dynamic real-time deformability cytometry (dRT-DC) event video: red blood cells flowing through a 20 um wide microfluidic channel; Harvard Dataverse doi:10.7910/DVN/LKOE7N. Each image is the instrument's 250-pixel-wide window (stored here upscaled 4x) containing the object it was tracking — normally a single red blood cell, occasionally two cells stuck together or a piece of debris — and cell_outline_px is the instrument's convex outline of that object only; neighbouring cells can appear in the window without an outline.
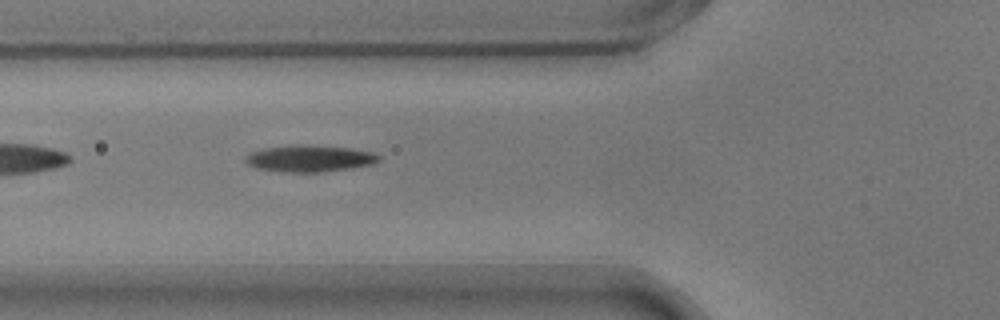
{"species": "common noctule bat (a hibernating species)", "species_latin": "Nyctalus noctula", "temperature_condition": "warm", "stored_images_in_passage": 35, "camera_frame_rate_fps": 3000, "um_per_image_px": 0.085, "animal": {"sex": "male", "body_mass_g": 17.9}, "frame": {"image": 1, "passage_image": 3, "time_ms": 0.667, "image_size_px": [1000, 320], "cell_outline_px": [[380, 160], [372, 164], [352, 168], [320, 172], [284, 172], [256, 168], [248, 164], [244, 160], [244, 156], [248, 152], [264, 148], [304, 144], [352, 148], [372, 152], [380, 156]], "centroid_in_image_um": [26.29, 13.47], "position_along_channel_um": 99.5, "area_um2": 20.87}}
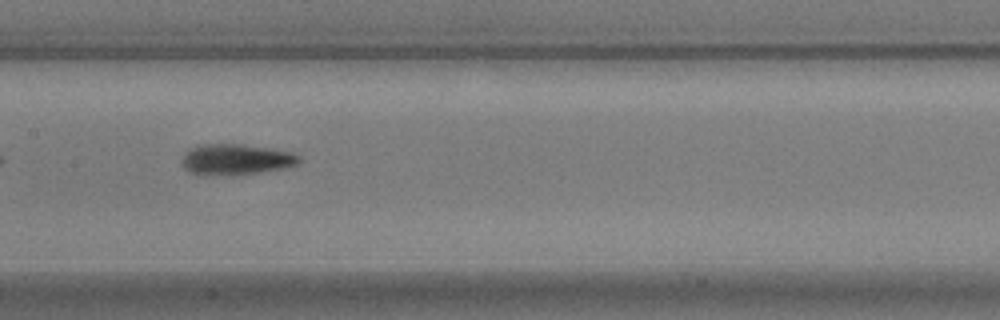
{"frame": {"image": 2, "passage_image": 10, "time_ms": 3.0, "image_size_px": [1000, 320], "cell_outline_px": [[300, 160], [296, 164], [284, 168], [260, 172], [192, 172], [184, 168], [180, 164], [180, 160], [184, 152], [196, 144], [244, 144], [272, 148], [292, 152], [300, 156]], "centroid_in_image_um": [20.06, 13.47], "position_along_channel_um": 187.3, "area_um2": 20.29}}
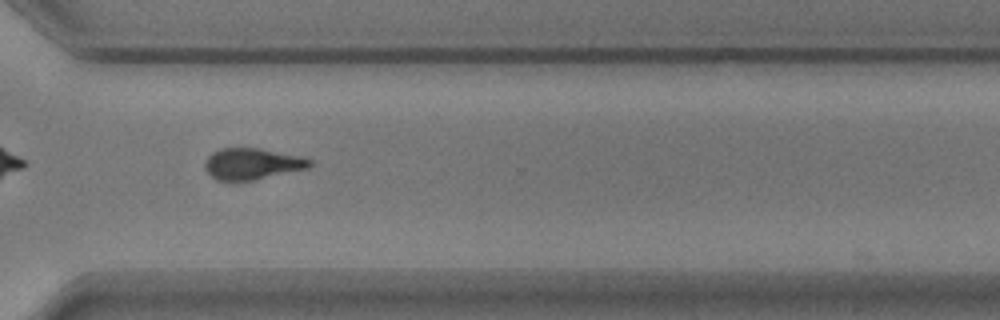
{"frame": {"image": 3, "passage_image": 23, "time_ms": 7.333, "image_size_px": [1000, 320], "cell_outline_px": [[312, 164], [308, 168], [256, 180], [216, 180], [204, 168], [204, 164], [208, 156], [212, 152], [220, 148], [260, 148], [304, 156], [312, 160]], "centroid_in_image_um": [21.46, 13.91], "position_along_channel_um": 349.1, "area_um2": 19.31}}